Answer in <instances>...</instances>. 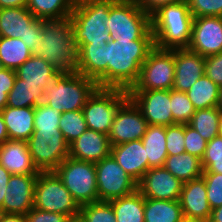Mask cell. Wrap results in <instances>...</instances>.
Returning a JSON list of instances; mask_svg holds the SVG:
<instances>
[{
    "label": "cell",
    "mask_w": 222,
    "mask_h": 222,
    "mask_svg": "<svg viewBox=\"0 0 222 222\" xmlns=\"http://www.w3.org/2000/svg\"><path fill=\"white\" fill-rule=\"evenodd\" d=\"M155 47L154 39L116 40L105 48L106 88L130 90L137 83L141 66Z\"/></svg>",
    "instance_id": "6da1fadb"
},
{
    "label": "cell",
    "mask_w": 222,
    "mask_h": 222,
    "mask_svg": "<svg viewBox=\"0 0 222 222\" xmlns=\"http://www.w3.org/2000/svg\"><path fill=\"white\" fill-rule=\"evenodd\" d=\"M43 38L33 55L43 58L60 73L76 71L77 47L70 17L42 19Z\"/></svg>",
    "instance_id": "7a4b0ae2"
},
{
    "label": "cell",
    "mask_w": 222,
    "mask_h": 222,
    "mask_svg": "<svg viewBox=\"0 0 222 222\" xmlns=\"http://www.w3.org/2000/svg\"><path fill=\"white\" fill-rule=\"evenodd\" d=\"M193 19L187 0L160 7L151 15L155 47L169 50L187 48Z\"/></svg>",
    "instance_id": "3957f363"
},
{
    "label": "cell",
    "mask_w": 222,
    "mask_h": 222,
    "mask_svg": "<svg viewBox=\"0 0 222 222\" xmlns=\"http://www.w3.org/2000/svg\"><path fill=\"white\" fill-rule=\"evenodd\" d=\"M117 0H76L70 16L74 42L102 47L112 39L105 21Z\"/></svg>",
    "instance_id": "277c9868"
},
{
    "label": "cell",
    "mask_w": 222,
    "mask_h": 222,
    "mask_svg": "<svg viewBox=\"0 0 222 222\" xmlns=\"http://www.w3.org/2000/svg\"><path fill=\"white\" fill-rule=\"evenodd\" d=\"M97 88L94 79L85 77L77 71L60 73L46 87L43 103L61 113L82 110Z\"/></svg>",
    "instance_id": "5b68a950"
},
{
    "label": "cell",
    "mask_w": 222,
    "mask_h": 222,
    "mask_svg": "<svg viewBox=\"0 0 222 222\" xmlns=\"http://www.w3.org/2000/svg\"><path fill=\"white\" fill-rule=\"evenodd\" d=\"M105 24L116 40L154 39L151 16L138 6L136 0H117L109 9Z\"/></svg>",
    "instance_id": "8992f818"
},
{
    "label": "cell",
    "mask_w": 222,
    "mask_h": 222,
    "mask_svg": "<svg viewBox=\"0 0 222 222\" xmlns=\"http://www.w3.org/2000/svg\"><path fill=\"white\" fill-rule=\"evenodd\" d=\"M54 172L79 206L99 201L95 163L67 157Z\"/></svg>",
    "instance_id": "52a82bcc"
},
{
    "label": "cell",
    "mask_w": 222,
    "mask_h": 222,
    "mask_svg": "<svg viewBox=\"0 0 222 222\" xmlns=\"http://www.w3.org/2000/svg\"><path fill=\"white\" fill-rule=\"evenodd\" d=\"M34 207L69 216L80 215V206L54 171L39 172L34 190Z\"/></svg>",
    "instance_id": "ba28073f"
},
{
    "label": "cell",
    "mask_w": 222,
    "mask_h": 222,
    "mask_svg": "<svg viewBox=\"0 0 222 222\" xmlns=\"http://www.w3.org/2000/svg\"><path fill=\"white\" fill-rule=\"evenodd\" d=\"M128 98L118 88H97L82 108L88 129L109 134L119 106Z\"/></svg>",
    "instance_id": "9c48e42d"
},
{
    "label": "cell",
    "mask_w": 222,
    "mask_h": 222,
    "mask_svg": "<svg viewBox=\"0 0 222 222\" xmlns=\"http://www.w3.org/2000/svg\"><path fill=\"white\" fill-rule=\"evenodd\" d=\"M27 145L39 172L54 171L69 157V145L60 129L34 130Z\"/></svg>",
    "instance_id": "30bf717a"
},
{
    "label": "cell",
    "mask_w": 222,
    "mask_h": 222,
    "mask_svg": "<svg viewBox=\"0 0 222 222\" xmlns=\"http://www.w3.org/2000/svg\"><path fill=\"white\" fill-rule=\"evenodd\" d=\"M174 75V49L154 47L141 66L137 83L130 90H171Z\"/></svg>",
    "instance_id": "8fae6325"
},
{
    "label": "cell",
    "mask_w": 222,
    "mask_h": 222,
    "mask_svg": "<svg viewBox=\"0 0 222 222\" xmlns=\"http://www.w3.org/2000/svg\"><path fill=\"white\" fill-rule=\"evenodd\" d=\"M95 169L99 201H110L130 195L137 190V182L111 155L95 163Z\"/></svg>",
    "instance_id": "7c38bea8"
},
{
    "label": "cell",
    "mask_w": 222,
    "mask_h": 222,
    "mask_svg": "<svg viewBox=\"0 0 222 222\" xmlns=\"http://www.w3.org/2000/svg\"><path fill=\"white\" fill-rule=\"evenodd\" d=\"M127 93L148 125H174L170 90H128Z\"/></svg>",
    "instance_id": "4fadbf2b"
},
{
    "label": "cell",
    "mask_w": 222,
    "mask_h": 222,
    "mask_svg": "<svg viewBox=\"0 0 222 222\" xmlns=\"http://www.w3.org/2000/svg\"><path fill=\"white\" fill-rule=\"evenodd\" d=\"M148 127L141 111L128 97L118 108L108 134L111 146L140 140Z\"/></svg>",
    "instance_id": "5bb4252c"
},
{
    "label": "cell",
    "mask_w": 222,
    "mask_h": 222,
    "mask_svg": "<svg viewBox=\"0 0 222 222\" xmlns=\"http://www.w3.org/2000/svg\"><path fill=\"white\" fill-rule=\"evenodd\" d=\"M188 50L207 57L222 52V17H194Z\"/></svg>",
    "instance_id": "9a60e30c"
},
{
    "label": "cell",
    "mask_w": 222,
    "mask_h": 222,
    "mask_svg": "<svg viewBox=\"0 0 222 222\" xmlns=\"http://www.w3.org/2000/svg\"><path fill=\"white\" fill-rule=\"evenodd\" d=\"M183 184L164 167H153L137 183V190L144 198L175 201L180 199Z\"/></svg>",
    "instance_id": "2e32d148"
},
{
    "label": "cell",
    "mask_w": 222,
    "mask_h": 222,
    "mask_svg": "<svg viewBox=\"0 0 222 222\" xmlns=\"http://www.w3.org/2000/svg\"><path fill=\"white\" fill-rule=\"evenodd\" d=\"M38 175H11L0 212L26 215L34 207V190Z\"/></svg>",
    "instance_id": "e0dca14e"
},
{
    "label": "cell",
    "mask_w": 222,
    "mask_h": 222,
    "mask_svg": "<svg viewBox=\"0 0 222 222\" xmlns=\"http://www.w3.org/2000/svg\"><path fill=\"white\" fill-rule=\"evenodd\" d=\"M174 63L173 90L187 92L204 75L205 57L187 48L174 49Z\"/></svg>",
    "instance_id": "ac0fdd59"
},
{
    "label": "cell",
    "mask_w": 222,
    "mask_h": 222,
    "mask_svg": "<svg viewBox=\"0 0 222 222\" xmlns=\"http://www.w3.org/2000/svg\"><path fill=\"white\" fill-rule=\"evenodd\" d=\"M111 155V144L108 135L87 129L69 145V157L97 163Z\"/></svg>",
    "instance_id": "d6986e66"
},
{
    "label": "cell",
    "mask_w": 222,
    "mask_h": 222,
    "mask_svg": "<svg viewBox=\"0 0 222 222\" xmlns=\"http://www.w3.org/2000/svg\"><path fill=\"white\" fill-rule=\"evenodd\" d=\"M145 151L141 139L111 146V156L137 183L151 168L146 161Z\"/></svg>",
    "instance_id": "ffe728a7"
},
{
    "label": "cell",
    "mask_w": 222,
    "mask_h": 222,
    "mask_svg": "<svg viewBox=\"0 0 222 222\" xmlns=\"http://www.w3.org/2000/svg\"><path fill=\"white\" fill-rule=\"evenodd\" d=\"M0 164L11 175H38L27 141L7 140L0 145Z\"/></svg>",
    "instance_id": "44dd1931"
},
{
    "label": "cell",
    "mask_w": 222,
    "mask_h": 222,
    "mask_svg": "<svg viewBox=\"0 0 222 222\" xmlns=\"http://www.w3.org/2000/svg\"><path fill=\"white\" fill-rule=\"evenodd\" d=\"M179 201L185 218L209 220L212 208L203 177L184 182Z\"/></svg>",
    "instance_id": "7402d4cb"
},
{
    "label": "cell",
    "mask_w": 222,
    "mask_h": 222,
    "mask_svg": "<svg viewBox=\"0 0 222 222\" xmlns=\"http://www.w3.org/2000/svg\"><path fill=\"white\" fill-rule=\"evenodd\" d=\"M76 71L94 79L99 88H106V44L100 47L93 44H78Z\"/></svg>",
    "instance_id": "603a6c76"
},
{
    "label": "cell",
    "mask_w": 222,
    "mask_h": 222,
    "mask_svg": "<svg viewBox=\"0 0 222 222\" xmlns=\"http://www.w3.org/2000/svg\"><path fill=\"white\" fill-rule=\"evenodd\" d=\"M36 19L27 7L0 9V36L20 38L25 43L30 25Z\"/></svg>",
    "instance_id": "cb8c5ba5"
},
{
    "label": "cell",
    "mask_w": 222,
    "mask_h": 222,
    "mask_svg": "<svg viewBox=\"0 0 222 222\" xmlns=\"http://www.w3.org/2000/svg\"><path fill=\"white\" fill-rule=\"evenodd\" d=\"M1 114L9 140L27 141L34 132V108L6 106Z\"/></svg>",
    "instance_id": "d4e9b609"
},
{
    "label": "cell",
    "mask_w": 222,
    "mask_h": 222,
    "mask_svg": "<svg viewBox=\"0 0 222 222\" xmlns=\"http://www.w3.org/2000/svg\"><path fill=\"white\" fill-rule=\"evenodd\" d=\"M16 71V76L27 84L37 85L43 91L60 74L50 63L32 55Z\"/></svg>",
    "instance_id": "484cf974"
},
{
    "label": "cell",
    "mask_w": 222,
    "mask_h": 222,
    "mask_svg": "<svg viewBox=\"0 0 222 222\" xmlns=\"http://www.w3.org/2000/svg\"><path fill=\"white\" fill-rule=\"evenodd\" d=\"M146 150V161L153 167H163L168 156L165 126L148 125L141 139Z\"/></svg>",
    "instance_id": "4316f807"
},
{
    "label": "cell",
    "mask_w": 222,
    "mask_h": 222,
    "mask_svg": "<svg viewBox=\"0 0 222 222\" xmlns=\"http://www.w3.org/2000/svg\"><path fill=\"white\" fill-rule=\"evenodd\" d=\"M163 167L183 183L202 177L204 172L202 160L187 152L167 156Z\"/></svg>",
    "instance_id": "83f0119b"
},
{
    "label": "cell",
    "mask_w": 222,
    "mask_h": 222,
    "mask_svg": "<svg viewBox=\"0 0 222 222\" xmlns=\"http://www.w3.org/2000/svg\"><path fill=\"white\" fill-rule=\"evenodd\" d=\"M108 202L114 210L117 222H144L145 198L138 190Z\"/></svg>",
    "instance_id": "f1b7e54d"
},
{
    "label": "cell",
    "mask_w": 222,
    "mask_h": 222,
    "mask_svg": "<svg viewBox=\"0 0 222 222\" xmlns=\"http://www.w3.org/2000/svg\"><path fill=\"white\" fill-rule=\"evenodd\" d=\"M183 218L179 200L145 198L144 222H180Z\"/></svg>",
    "instance_id": "f546056e"
},
{
    "label": "cell",
    "mask_w": 222,
    "mask_h": 222,
    "mask_svg": "<svg viewBox=\"0 0 222 222\" xmlns=\"http://www.w3.org/2000/svg\"><path fill=\"white\" fill-rule=\"evenodd\" d=\"M186 94L196 110L217 107L220 87L204 74Z\"/></svg>",
    "instance_id": "4dcf8cb0"
},
{
    "label": "cell",
    "mask_w": 222,
    "mask_h": 222,
    "mask_svg": "<svg viewBox=\"0 0 222 222\" xmlns=\"http://www.w3.org/2000/svg\"><path fill=\"white\" fill-rule=\"evenodd\" d=\"M32 55L31 50L20 38L0 36V61L4 68L17 70Z\"/></svg>",
    "instance_id": "1f68e13d"
},
{
    "label": "cell",
    "mask_w": 222,
    "mask_h": 222,
    "mask_svg": "<svg viewBox=\"0 0 222 222\" xmlns=\"http://www.w3.org/2000/svg\"><path fill=\"white\" fill-rule=\"evenodd\" d=\"M43 98L44 91L39 86L27 84L16 76L13 88L7 97V106L35 108L43 102Z\"/></svg>",
    "instance_id": "d6a6232c"
},
{
    "label": "cell",
    "mask_w": 222,
    "mask_h": 222,
    "mask_svg": "<svg viewBox=\"0 0 222 222\" xmlns=\"http://www.w3.org/2000/svg\"><path fill=\"white\" fill-rule=\"evenodd\" d=\"M76 0H28L27 8L38 19L70 17Z\"/></svg>",
    "instance_id": "836d02e7"
},
{
    "label": "cell",
    "mask_w": 222,
    "mask_h": 222,
    "mask_svg": "<svg viewBox=\"0 0 222 222\" xmlns=\"http://www.w3.org/2000/svg\"><path fill=\"white\" fill-rule=\"evenodd\" d=\"M220 110L217 107L198 109L188 122L203 139L212 140L219 135Z\"/></svg>",
    "instance_id": "e575fe53"
},
{
    "label": "cell",
    "mask_w": 222,
    "mask_h": 222,
    "mask_svg": "<svg viewBox=\"0 0 222 222\" xmlns=\"http://www.w3.org/2000/svg\"><path fill=\"white\" fill-rule=\"evenodd\" d=\"M59 129L67 144L70 145L88 129L83 111L63 112L60 117Z\"/></svg>",
    "instance_id": "d590c367"
},
{
    "label": "cell",
    "mask_w": 222,
    "mask_h": 222,
    "mask_svg": "<svg viewBox=\"0 0 222 222\" xmlns=\"http://www.w3.org/2000/svg\"><path fill=\"white\" fill-rule=\"evenodd\" d=\"M170 104L174 124H188L196 112L186 92L170 90Z\"/></svg>",
    "instance_id": "8d00e7d4"
},
{
    "label": "cell",
    "mask_w": 222,
    "mask_h": 222,
    "mask_svg": "<svg viewBox=\"0 0 222 222\" xmlns=\"http://www.w3.org/2000/svg\"><path fill=\"white\" fill-rule=\"evenodd\" d=\"M79 217L85 222H117L108 201H98L80 206Z\"/></svg>",
    "instance_id": "74e56055"
},
{
    "label": "cell",
    "mask_w": 222,
    "mask_h": 222,
    "mask_svg": "<svg viewBox=\"0 0 222 222\" xmlns=\"http://www.w3.org/2000/svg\"><path fill=\"white\" fill-rule=\"evenodd\" d=\"M202 160L204 172L222 174V136L218 135L207 141Z\"/></svg>",
    "instance_id": "f35d334b"
},
{
    "label": "cell",
    "mask_w": 222,
    "mask_h": 222,
    "mask_svg": "<svg viewBox=\"0 0 222 222\" xmlns=\"http://www.w3.org/2000/svg\"><path fill=\"white\" fill-rule=\"evenodd\" d=\"M34 112V130L59 129L60 111L42 102L34 108Z\"/></svg>",
    "instance_id": "ab89813d"
},
{
    "label": "cell",
    "mask_w": 222,
    "mask_h": 222,
    "mask_svg": "<svg viewBox=\"0 0 222 222\" xmlns=\"http://www.w3.org/2000/svg\"><path fill=\"white\" fill-rule=\"evenodd\" d=\"M168 156L179 155L185 150V124L165 126Z\"/></svg>",
    "instance_id": "60d3db41"
},
{
    "label": "cell",
    "mask_w": 222,
    "mask_h": 222,
    "mask_svg": "<svg viewBox=\"0 0 222 222\" xmlns=\"http://www.w3.org/2000/svg\"><path fill=\"white\" fill-rule=\"evenodd\" d=\"M202 177L206 184L207 200L210 207L212 210L220 207L222 205V174L203 172Z\"/></svg>",
    "instance_id": "b9f144b4"
},
{
    "label": "cell",
    "mask_w": 222,
    "mask_h": 222,
    "mask_svg": "<svg viewBox=\"0 0 222 222\" xmlns=\"http://www.w3.org/2000/svg\"><path fill=\"white\" fill-rule=\"evenodd\" d=\"M193 17H222V0H187Z\"/></svg>",
    "instance_id": "7bdbcfd3"
},
{
    "label": "cell",
    "mask_w": 222,
    "mask_h": 222,
    "mask_svg": "<svg viewBox=\"0 0 222 222\" xmlns=\"http://www.w3.org/2000/svg\"><path fill=\"white\" fill-rule=\"evenodd\" d=\"M207 141L193 129L185 124V150L187 153L202 159L206 150Z\"/></svg>",
    "instance_id": "ee69618b"
},
{
    "label": "cell",
    "mask_w": 222,
    "mask_h": 222,
    "mask_svg": "<svg viewBox=\"0 0 222 222\" xmlns=\"http://www.w3.org/2000/svg\"><path fill=\"white\" fill-rule=\"evenodd\" d=\"M204 74L219 87L222 86V52L205 57Z\"/></svg>",
    "instance_id": "f6af8a7d"
},
{
    "label": "cell",
    "mask_w": 222,
    "mask_h": 222,
    "mask_svg": "<svg viewBox=\"0 0 222 222\" xmlns=\"http://www.w3.org/2000/svg\"><path fill=\"white\" fill-rule=\"evenodd\" d=\"M27 222H70L71 218L64 214L46 212L35 207L25 215Z\"/></svg>",
    "instance_id": "bcb514c9"
},
{
    "label": "cell",
    "mask_w": 222,
    "mask_h": 222,
    "mask_svg": "<svg viewBox=\"0 0 222 222\" xmlns=\"http://www.w3.org/2000/svg\"><path fill=\"white\" fill-rule=\"evenodd\" d=\"M43 38V30H42V19H36L31 23L30 29L26 34V42L25 44L34 53L38 48V43L41 42Z\"/></svg>",
    "instance_id": "7dc6e473"
},
{
    "label": "cell",
    "mask_w": 222,
    "mask_h": 222,
    "mask_svg": "<svg viewBox=\"0 0 222 222\" xmlns=\"http://www.w3.org/2000/svg\"><path fill=\"white\" fill-rule=\"evenodd\" d=\"M184 0H136L138 6L150 16L160 7Z\"/></svg>",
    "instance_id": "c3c4849f"
},
{
    "label": "cell",
    "mask_w": 222,
    "mask_h": 222,
    "mask_svg": "<svg viewBox=\"0 0 222 222\" xmlns=\"http://www.w3.org/2000/svg\"><path fill=\"white\" fill-rule=\"evenodd\" d=\"M16 79V71L8 68L0 70V90H5L7 94L13 88Z\"/></svg>",
    "instance_id": "681fc988"
},
{
    "label": "cell",
    "mask_w": 222,
    "mask_h": 222,
    "mask_svg": "<svg viewBox=\"0 0 222 222\" xmlns=\"http://www.w3.org/2000/svg\"><path fill=\"white\" fill-rule=\"evenodd\" d=\"M10 177L11 174L0 164V207L3 204Z\"/></svg>",
    "instance_id": "f907efd6"
},
{
    "label": "cell",
    "mask_w": 222,
    "mask_h": 222,
    "mask_svg": "<svg viewBox=\"0 0 222 222\" xmlns=\"http://www.w3.org/2000/svg\"><path fill=\"white\" fill-rule=\"evenodd\" d=\"M28 0H0V9L26 7Z\"/></svg>",
    "instance_id": "816d5d0a"
},
{
    "label": "cell",
    "mask_w": 222,
    "mask_h": 222,
    "mask_svg": "<svg viewBox=\"0 0 222 222\" xmlns=\"http://www.w3.org/2000/svg\"><path fill=\"white\" fill-rule=\"evenodd\" d=\"M0 222H27L25 215L5 214L0 212Z\"/></svg>",
    "instance_id": "f5cc1de1"
},
{
    "label": "cell",
    "mask_w": 222,
    "mask_h": 222,
    "mask_svg": "<svg viewBox=\"0 0 222 222\" xmlns=\"http://www.w3.org/2000/svg\"><path fill=\"white\" fill-rule=\"evenodd\" d=\"M9 140V136L7 133L6 125L4 123L3 116L0 112V145Z\"/></svg>",
    "instance_id": "db71d44e"
},
{
    "label": "cell",
    "mask_w": 222,
    "mask_h": 222,
    "mask_svg": "<svg viewBox=\"0 0 222 222\" xmlns=\"http://www.w3.org/2000/svg\"><path fill=\"white\" fill-rule=\"evenodd\" d=\"M209 222H222V205L212 210Z\"/></svg>",
    "instance_id": "11a10c76"
},
{
    "label": "cell",
    "mask_w": 222,
    "mask_h": 222,
    "mask_svg": "<svg viewBox=\"0 0 222 222\" xmlns=\"http://www.w3.org/2000/svg\"><path fill=\"white\" fill-rule=\"evenodd\" d=\"M7 97L5 90H0V112L7 106Z\"/></svg>",
    "instance_id": "9f6ffc18"
},
{
    "label": "cell",
    "mask_w": 222,
    "mask_h": 222,
    "mask_svg": "<svg viewBox=\"0 0 222 222\" xmlns=\"http://www.w3.org/2000/svg\"><path fill=\"white\" fill-rule=\"evenodd\" d=\"M180 222H209L206 219H197V218H183Z\"/></svg>",
    "instance_id": "6f0895ef"
},
{
    "label": "cell",
    "mask_w": 222,
    "mask_h": 222,
    "mask_svg": "<svg viewBox=\"0 0 222 222\" xmlns=\"http://www.w3.org/2000/svg\"><path fill=\"white\" fill-rule=\"evenodd\" d=\"M217 108L222 111V86L220 87V95L218 98Z\"/></svg>",
    "instance_id": "680465c9"
},
{
    "label": "cell",
    "mask_w": 222,
    "mask_h": 222,
    "mask_svg": "<svg viewBox=\"0 0 222 222\" xmlns=\"http://www.w3.org/2000/svg\"><path fill=\"white\" fill-rule=\"evenodd\" d=\"M219 135L222 136V111L220 112L219 118Z\"/></svg>",
    "instance_id": "91938a15"
},
{
    "label": "cell",
    "mask_w": 222,
    "mask_h": 222,
    "mask_svg": "<svg viewBox=\"0 0 222 222\" xmlns=\"http://www.w3.org/2000/svg\"><path fill=\"white\" fill-rule=\"evenodd\" d=\"M70 222H85L79 216L70 220Z\"/></svg>",
    "instance_id": "94428289"
},
{
    "label": "cell",
    "mask_w": 222,
    "mask_h": 222,
    "mask_svg": "<svg viewBox=\"0 0 222 222\" xmlns=\"http://www.w3.org/2000/svg\"><path fill=\"white\" fill-rule=\"evenodd\" d=\"M2 68H4V67L2 66V63H1V61H0V70H1Z\"/></svg>",
    "instance_id": "6125c7cd"
}]
</instances>
